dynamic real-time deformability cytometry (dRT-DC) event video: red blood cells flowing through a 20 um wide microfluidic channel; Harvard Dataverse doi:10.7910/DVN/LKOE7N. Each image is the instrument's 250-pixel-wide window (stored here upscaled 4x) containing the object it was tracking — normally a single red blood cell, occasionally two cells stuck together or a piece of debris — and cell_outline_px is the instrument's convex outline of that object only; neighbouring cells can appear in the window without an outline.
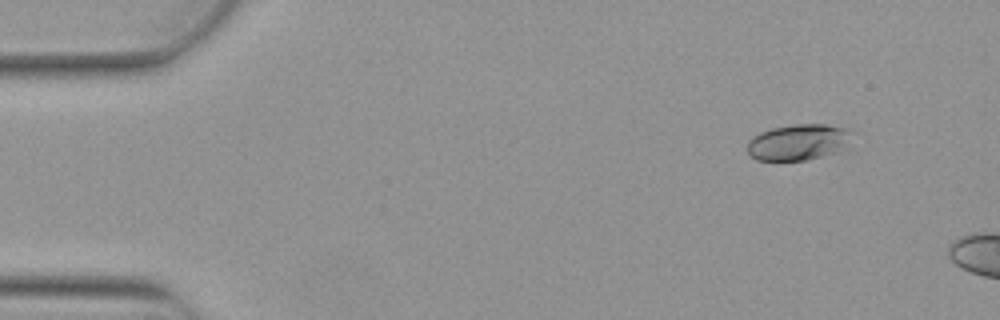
{"species": "Egyptian fruit bat (a non-hibernating species)", "species_latin": "Rousettus aegyptiacus", "temperature_condition": "warm", "stored_images_in_passage": 3, "camera_frame_rate_fps": 3000, "um_per_image_px": 0.085, "animal": {"sex": "female"}, "frame": {"image": 1, "passage_image": 1, "time_ms": 0.0, "image_size_px": [1000, 320], "cell_outline_px": [[860, 132], [848, 148], [840, 152], [808, 160], [756, 160], [748, 156], [748, 140], [752, 136], [760, 132], [772, 128], [796, 124], [824, 124], [848, 128]], "centroid_in_image_um": [68.01, 12.08], "position_along_channel_um": 17.0, "area_um2": 23.06}}